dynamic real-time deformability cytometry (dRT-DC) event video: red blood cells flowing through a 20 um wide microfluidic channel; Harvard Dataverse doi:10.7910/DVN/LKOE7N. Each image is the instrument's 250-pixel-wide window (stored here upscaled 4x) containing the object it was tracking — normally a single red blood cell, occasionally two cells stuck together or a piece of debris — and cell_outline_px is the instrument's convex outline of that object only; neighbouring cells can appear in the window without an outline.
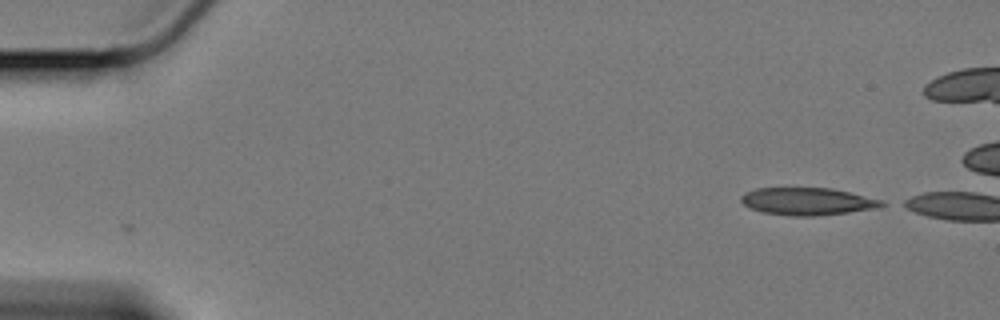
{"species": "Egyptian fruit bat (a non-hibernating species)", "species_latin": "Rousettus aegyptiacus", "temperature_condition": "cold", "stored_images_in_passage": 49, "camera_frame_rate_fps": 3000, "um_per_image_px": 0.085, "animal": {"sex": "female"}, "frame": {"image": 1, "passage_image": 1, "time_ms": 0.0, "image_size_px": [1000, 320], "cell_outline_px": [[888, 204], [880, 208], [848, 212], [812, 216], [792, 216], [764, 212], [752, 208], [744, 204], [740, 200], [740, 196], [744, 192], [756, 188], [832, 188], [884, 200]], "centroid_in_image_um": [68.68, 17.11], "position_along_channel_um": 16.3, "area_um2": 22.54}}
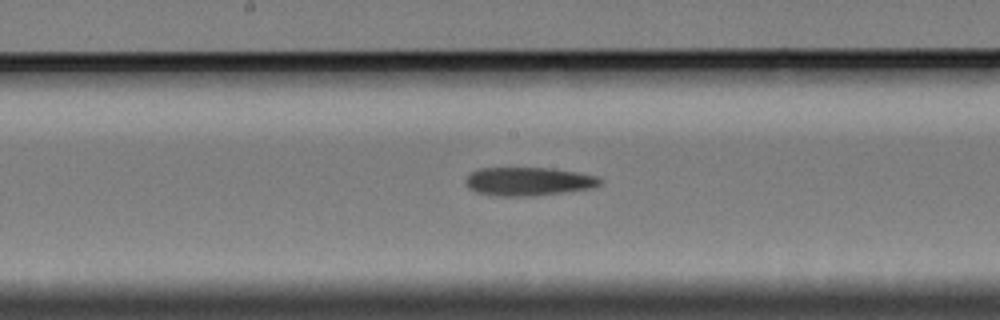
{"frame": {"image": 2, "passage_image": 27, "time_ms": 8.667, "image_size_px": [1000, 320], "cell_outline_px": [[604, 180], [600, 184], [592, 188], [564, 192], [532, 196], [492, 196], [476, 192], [468, 188], [468, 176], [472, 172], [480, 168], [552, 168], [576, 172], [596, 176]], "centroid_in_image_um": [44.94, 15.43], "position_along_channel_um": 203.3, "area_um2": 22.2}}
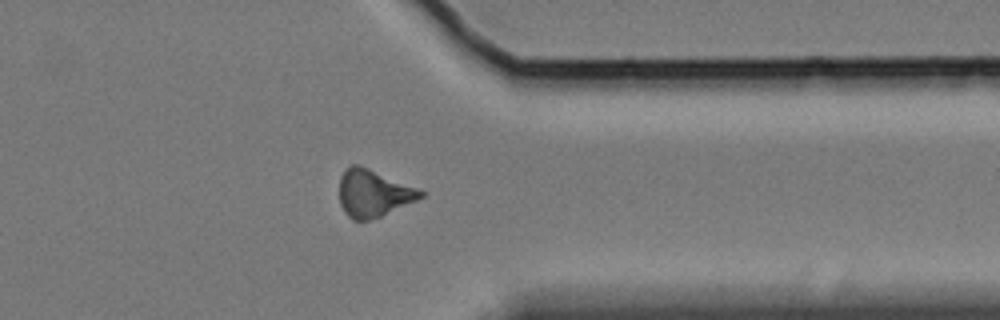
{"frame": {"image": 3, "passage_image": 43, "time_ms": 14.0, "image_size_px": [1000, 320], "cell_outline_px": [[424, 196], [416, 200], [380, 216], [368, 220], [352, 220], [344, 212], [340, 204], [340, 176], [344, 168], [352, 164], [360, 164], [416, 188], [424, 192]], "centroid_in_image_um": [31.68, 16.41], "position_along_channel_um": 379.7, "area_um2": 22.14}}